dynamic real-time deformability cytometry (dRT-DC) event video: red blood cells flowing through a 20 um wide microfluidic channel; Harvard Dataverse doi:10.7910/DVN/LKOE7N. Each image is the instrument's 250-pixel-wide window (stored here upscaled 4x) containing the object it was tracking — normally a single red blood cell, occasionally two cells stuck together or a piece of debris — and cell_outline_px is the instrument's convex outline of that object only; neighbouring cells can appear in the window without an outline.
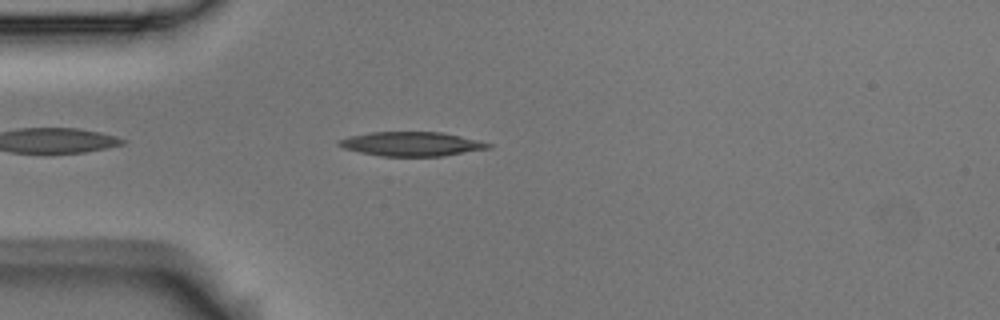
{"species": "Egyptian fruit bat (a non-hibernating species)", "species_latin": "Rousettus aegyptiacus", "temperature_condition": "room temperature", "stored_images_in_passage": 5, "camera_frame_rate_fps": 3000, "um_per_image_px": 0.085, "animal": {"sex": "male"}, "frame": {"image": 1, "passage_image": 4, "time_ms": 1.0, "image_size_px": [1000, 320], "cell_outline_px": [[492, 148], [444, 156], [380, 156], [360, 152], [344, 148], [336, 144], [340, 140], [352, 136], [372, 132], [440, 132], [460, 136], [492, 144]], "centroid_in_image_um": [35.01, 12.24], "position_along_channel_um": 50.0, "area_um2": 20.87}}